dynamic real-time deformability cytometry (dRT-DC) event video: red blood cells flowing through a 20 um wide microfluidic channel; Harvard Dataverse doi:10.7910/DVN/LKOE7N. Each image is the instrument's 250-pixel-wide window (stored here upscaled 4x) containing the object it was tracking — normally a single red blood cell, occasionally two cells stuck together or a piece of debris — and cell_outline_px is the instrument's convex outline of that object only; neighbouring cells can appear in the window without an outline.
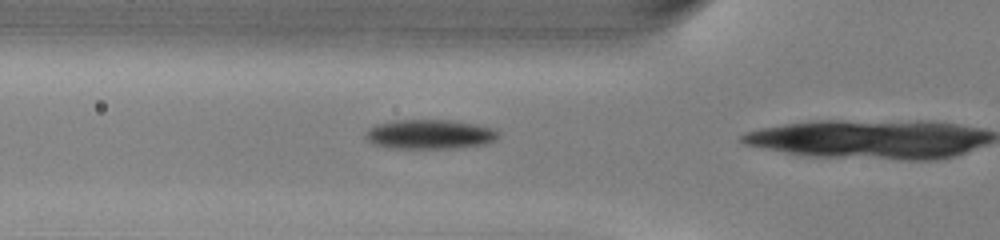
{"species": "common noctule bat (a hibernating species)", "species_latin": "Nyctalus noctula", "temperature_condition": "warm", "stored_images_in_passage": 4, "camera_frame_rate_fps": 3000, "um_per_image_px": 0.085, "animal": {"sex": "male", "body_mass_g": 13.0, "forearm_length_mm": 53.1}, "frame": {"image": 1, "passage_image": 3, "time_ms": 0.667, "image_size_px": [1000, 240], "cell_outline_px": [[500, 136], [496, 140], [488, 144], [460, 148], [388, 148], [372, 144], [364, 136], [364, 132], [368, 128], [376, 124], [396, 120], [448, 120], [496, 128], [500, 132]], "centroid_in_image_um": [36.54, 11.42], "position_along_channel_um": 89.3, "area_um2": 23.18}}